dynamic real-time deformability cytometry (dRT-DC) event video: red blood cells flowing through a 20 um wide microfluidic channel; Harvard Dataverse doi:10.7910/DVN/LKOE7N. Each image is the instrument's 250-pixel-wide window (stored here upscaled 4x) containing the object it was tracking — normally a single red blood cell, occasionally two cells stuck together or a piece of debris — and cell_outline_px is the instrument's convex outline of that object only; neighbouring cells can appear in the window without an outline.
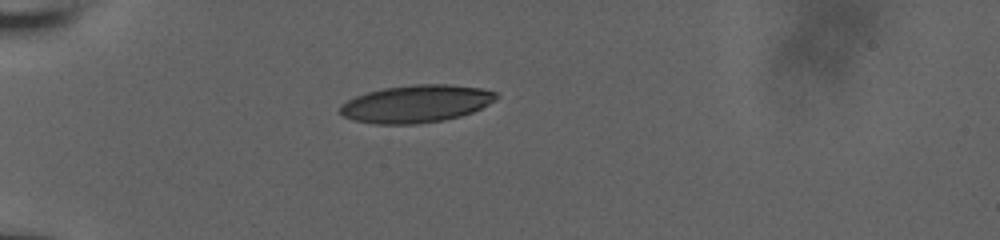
{"species": "human", "species_latin": "Homo sapiens", "temperature_condition": "room temperature", "stored_images_in_passage": 39, "camera_frame_rate_fps": 3000, "um_per_image_px": 0.085, "donor": {"sex": "male"}, "frame": {"image": 1, "passage_image": 1, "time_ms": 0.0, "image_size_px": [1000, 240], "cell_outline_px": [[500, 96], [496, 100], [472, 112], [460, 116], [444, 120], [416, 124], [376, 124], [352, 120], [344, 116], [340, 112], [340, 108], [348, 100], [356, 96], [368, 92], [384, 88], [416, 84], [448, 84], [480, 88], [496, 92]], "centroid_in_image_um": [35.4, 8.82], "position_along_channel_um": 49.6, "area_um2": 33.99}}
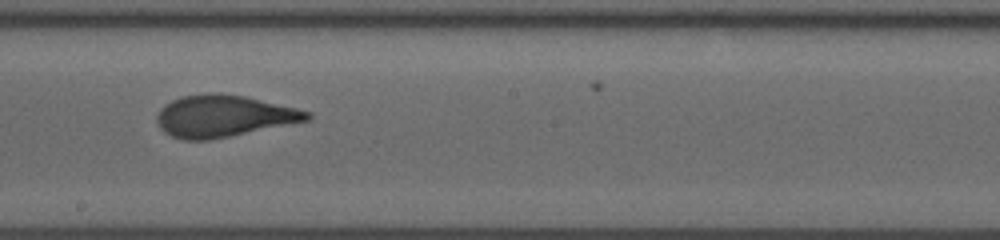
{"frame": {"image": 2, "passage_image": 17, "time_ms": 5.333, "image_size_px": [1000, 240], "cell_outline_px": [[312, 116], [308, 120], [208, 140], [184, 140], [172, 136], [164, 132], [160, 128], [156, 120], [156, 116], [160, 108], [164, 104], [180, 96], [212, 92], [216, 92], [244, 96], [296, 108], [312, 112]], "centroid_in_image_um": [18.95, 9.85], "position_along_channel_um": 229.3, "area_um2": 36.36}}
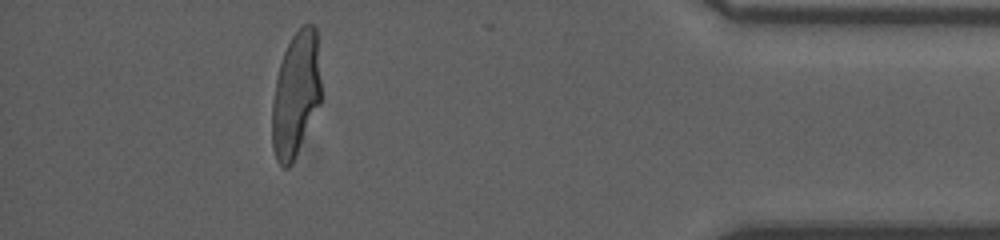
{"frame": {"image": 3, "passage_image": 34, "time_ms": 11.0, "image_size_px": [1000, 240], "cell_outline_px": [[320, 104], [292, 164], [288, 168], [284, 168], [276, 160], [272, 144], [272, 104], [276, 80], [280, 64], [284, 52], [292, 36], [304, 24], [312, 24], [316, 28], [320, 80]], "centroid_in_image_um": [25.13, 8.05], "position_along_channel_um": 410.1, "area_um2": 35.37}, "authors_computed_cell_mechanics": {"area_um2": 36.3562, "velocity_mm_per_s": 3.9425, "shape_relaxation_time_tau1_ms": 4.0619, "shape_relaxation_time_tau2_ms": 0.8364, "deformation_change_tau1": 0.2119, "deformation_change_tau2": 0.0898}}